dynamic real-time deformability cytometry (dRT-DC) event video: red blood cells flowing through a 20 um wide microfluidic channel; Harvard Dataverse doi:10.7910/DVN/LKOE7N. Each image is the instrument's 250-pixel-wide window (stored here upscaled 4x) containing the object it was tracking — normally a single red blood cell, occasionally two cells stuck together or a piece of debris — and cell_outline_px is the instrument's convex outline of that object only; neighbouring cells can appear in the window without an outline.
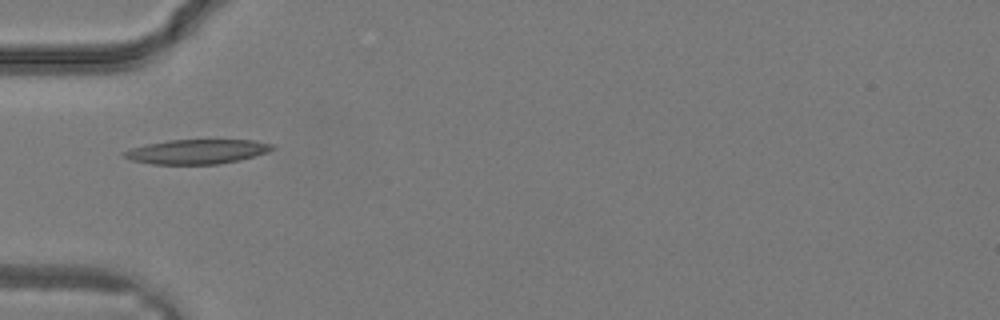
{"species": "common noctule bat (a hibernating species)", "species_latin": "Nyctalus noctula", "temperature_condition": "warm", "stored_images_in_passage": 22, "camera_frame_rate_fps": 3000, "um_per_image_px": 0.085, "animal": {"sex": "male", "body_mass_g": 19.2, "forearm_length_mm": 51.8}, "frame": {"image": 1, "passage_image": 1, "time_ms": 0.0, "image_size_px": [1000, 320], "cell_outline_px": [[276, 148], [268, 152], [256, 156], [240, 160], [220, 164], [152, 164], [132, 160], [124, 156], [120, 152], [144, 144], [168, 140], [256, 140], [276, 144]], "centroid_in_image_um": [16.8, 12.88], "position_along_channel_um": 68.2, "area_um2": 21.44}}
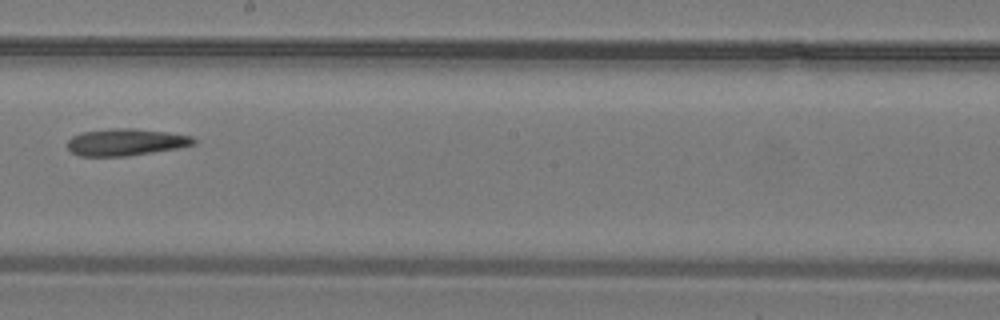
{"frame": {"image": 2, "passage_image": 9, "time_ms": 2.667, "image_size_px": [1000, 320], "cell_outline_px": [[196, 144], [176, 148], [128, 156], [80, 156], [72, 152], [68, 148], [68, 140], [72, 136], [84, 132], [112, 128], [132, 128], [168, 132], [192, 136], [196, 140]], "centroid_in_image_um": [10.7, 12.08], "position_along_channel_um": 237.5, "area_um2": 19.71}}
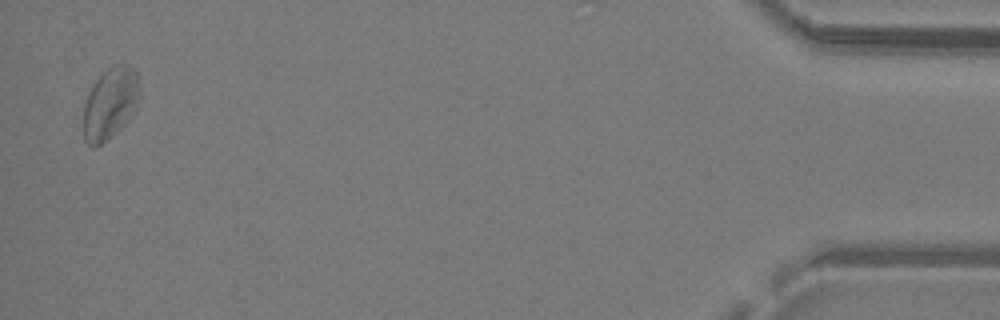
{"frame": {"image": 3, "passage_image": 22, "time_ms": 7.0, "image_size_px": [1000, 320], "cell_outline_px": [[140, 96], [128, 120], [120, 128], [100, 144], [88, 144], [84, 140], [84, 104], [96, 80], [108, 68], [116, 64], [128, 64], [136, 68]], "centroid_in_image_um": [9.39, 8.73], "position_along_channel_um": 425.8, "area_um2": 22.83}}